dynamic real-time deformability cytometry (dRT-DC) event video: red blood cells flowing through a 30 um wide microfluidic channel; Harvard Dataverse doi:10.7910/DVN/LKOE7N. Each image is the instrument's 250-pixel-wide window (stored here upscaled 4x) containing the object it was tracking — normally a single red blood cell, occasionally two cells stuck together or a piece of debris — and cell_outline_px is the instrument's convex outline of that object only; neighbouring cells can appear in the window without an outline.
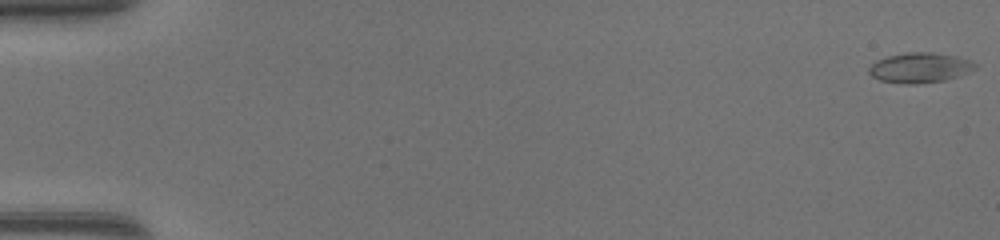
{"species": "common noctule bat (a hibernating species)", "species_latin": "Nyctalus noctula", "temperature_condition": "warm", "stored_images_in_passage": 49, "camera_frame_rate_fps": 3000, "um_per_image_px": 0.085, "animal": {"sex": "female", "body_mass_g": 17.0, "forearm_length_mm": 48.0}, "frame": {"image": 1, "passage_image": 1, "time_ms": 0.0, "image_size_px": [1000, 240], "cell_outline_px": [[976, 68], [960, 76], [944, 80], [916, 84], [904, 84], [880, 80], [872, 76], [868, 72], [868, 68], [876, 60], [888, 56], [908, 52], [932, 52], [956, 56], [968, 60], [976, 64]], "centroid_in_image_um": [78.17, 5.76], "position_along_channel_um": 6.8, "area_um2": 18.55}}
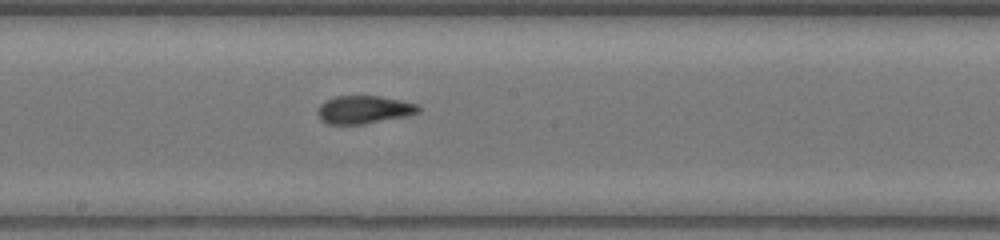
{"frame": {"image": 2, "passage_image": 28, "time_ms": 9.0, "image_size_px": [1000, 240], "cell_outline_px": [[420, 112], [408, 116], [364, 124], [328, 124], [320, 120], [316, 112], [320, 104], [336, 96], [380, 96], [420, 104]], "centroid_in_image_um": [30.96, 9.33], "position_along_channel_um": 217.2, "area_um2": 16.59}}
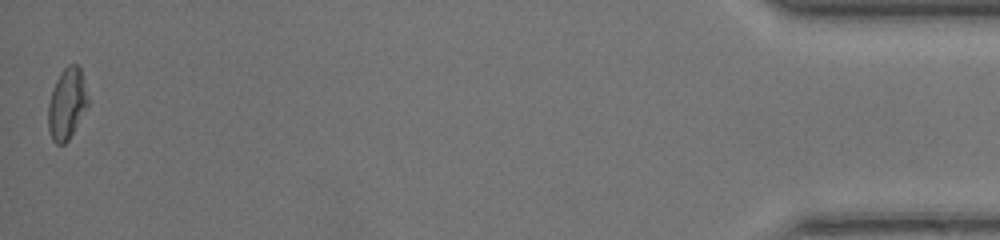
{"frame": {"image": 3, "passage_image": 49, "time_ms": 16.0, "image_size_px": [1000, 240], "cell_outline_px": [[88, 104], [68, 140], [64, 144], [56, 144], [52, 140], [48, 128], [48, 104], [52, 88], [60, 72], [68, 64], [76, 64], [80, 68], [88, 100]], "centroid_in_image_um": [5.65, 8.81], "position_along_channel_um": 429.5, "area_um2": 16.24}, "authors_computed_cell_mechanics": {"area_um2": 16.5308, "velocity_mm_per_s": 4.3514, "shape_relaxation_time_tau1_ms": 7.3393, "shape_relaxation_time_tau2_ms": 2.418, "deformation_change_tau1": 0.2186, "deformation_change_tau2": 0.0565}}